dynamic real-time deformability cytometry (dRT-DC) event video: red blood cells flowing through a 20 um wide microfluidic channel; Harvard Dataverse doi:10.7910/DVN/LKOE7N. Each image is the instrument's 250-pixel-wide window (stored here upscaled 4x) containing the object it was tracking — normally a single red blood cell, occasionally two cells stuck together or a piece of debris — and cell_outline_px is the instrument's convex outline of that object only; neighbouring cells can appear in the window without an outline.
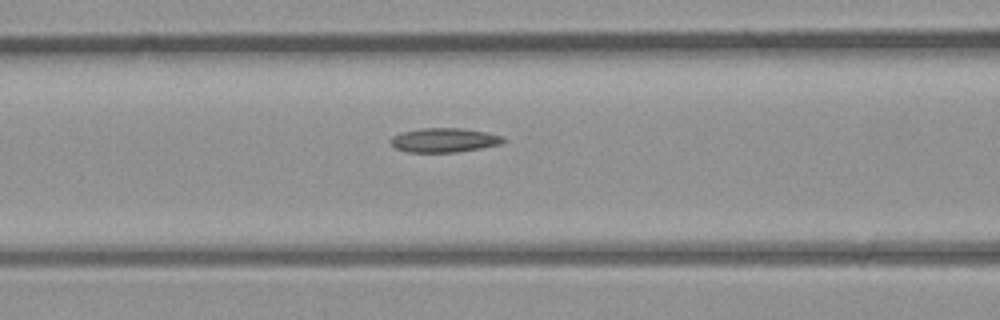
{"species": "common noctule bat (a hibernating species)", "species_latin": "Nyctalus noctula", "temperature_condition": "room temperature", "stored_images_in_passage": 6, "camera_frame_rate_fps": 3000, "um_per_image_px": 0.085, "animal": {"sex": "male", "body_mass_g": 23.1, "forearm_length_mm": 52.7}, "frame": {"image": 1, "passage_image": 6, "time_ms": 6.667, "image_size_px": [1000, 320], "cell_outline_px": [[508, 140], [500, 144], [480, 148], [456, 152], [408, 152], [396, 148], [388, 140], [392, 136], [404, 132], [424, 128], [460, 128], [484, 132], [504, 136]], "centroid_in_image_um": [37.77, 11.91], "position_along_channel_um": 128.8, "area_um2": 15.78}}